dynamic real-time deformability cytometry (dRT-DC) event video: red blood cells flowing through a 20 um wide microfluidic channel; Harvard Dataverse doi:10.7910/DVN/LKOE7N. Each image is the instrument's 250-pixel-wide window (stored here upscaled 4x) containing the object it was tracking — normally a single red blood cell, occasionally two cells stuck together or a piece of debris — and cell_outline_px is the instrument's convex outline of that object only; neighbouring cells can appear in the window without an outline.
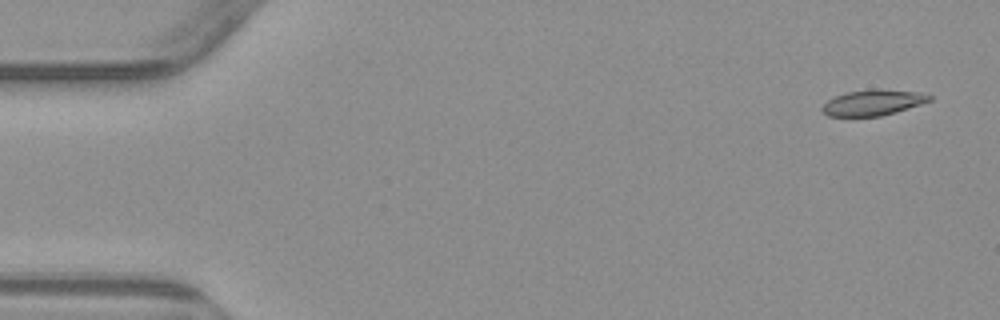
{"species": "common noctule bat (a hibernating species)", "species_latin": "Nyctalus noctula", "temperature_condition": "warm", "stored_images_in_passage": 4, "camera_frame_rate_fps": 3000, "um_per_image_px": 0.085, "animal": {"sex": "male", "body_mass_g": 23.1, "forearm_length_mm": 52.7}, "frame": {"image": 1, "passage_image": 1, "time_ms": 0.0, "image_size_px": [1000, 320], "cell_outline_px": [[932, 100], [896, 112], [880, 116], [828, 116], [820, 108], [828, 100], [836, 96], [848, 92], [872, 88], [916, 92], [932, 96]], "centroid_in_image_um": [74.19, 8.72], "position_along_channel_um": 10.8, "area_um2": 15.9}}
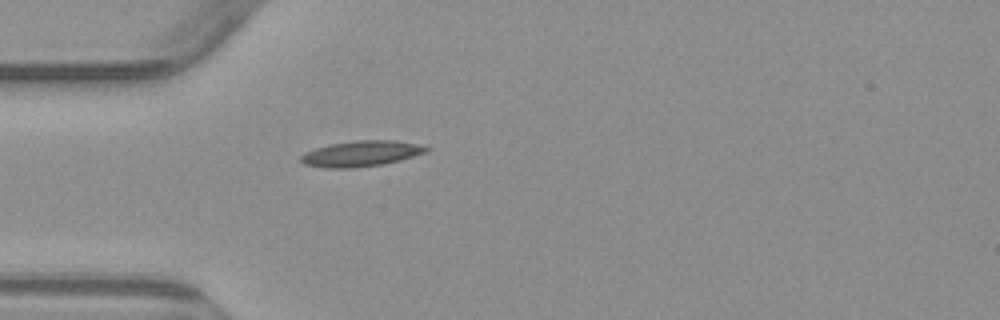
{"frame": {"image": 2, "passage_image": 4, "time_ms": 4.333, "image_size_px": [1000, 320], "cell_outline_px": [[432, 148], [428, 152], [400, 160], [380, 164], [352, 168], [324, 168], [304, 164], [300, 160], [300, 156], [304, 152], [328, 144], [356, 140], [396, 140], [416, 144]], "centroid_in_image_um": [30.69, 13.05], "position_along_channel_um": 54.3, "area_um2": 18.84}}